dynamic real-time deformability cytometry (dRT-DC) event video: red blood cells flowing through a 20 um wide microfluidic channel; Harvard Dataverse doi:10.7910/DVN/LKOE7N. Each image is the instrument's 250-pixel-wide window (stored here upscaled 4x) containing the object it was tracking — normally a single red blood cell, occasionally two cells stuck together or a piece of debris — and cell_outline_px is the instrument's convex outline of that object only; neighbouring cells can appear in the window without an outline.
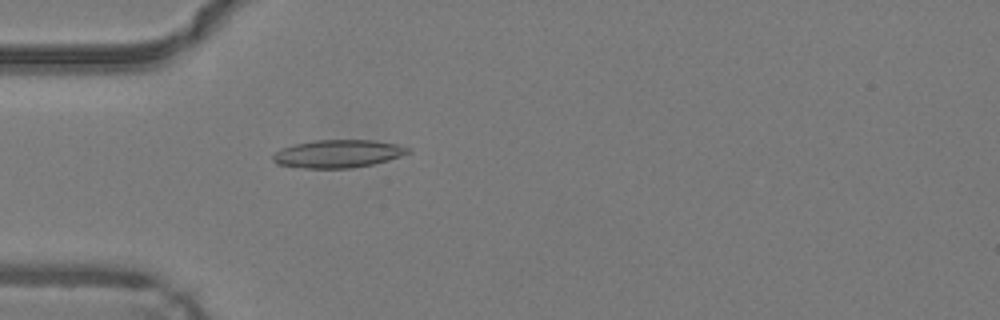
{"species": "common noctule bat (a hibernating species)", "species_latin": "Nyctalus noctula", "temperature_condition": "warm", "stored_images_in_passage": 49, "camera_frame_rate_fps": 3000, "um_per_image_px": 0.085, "animal": {"sex": "male", "body_mass_g": 19.2, "forearm_length_mm": 51.8}, "frame": {"image": 1, "passage_image": 15, "time_ms": 4.667, "image_size_px": [1000, 320], "cell_outline_px": [[412, 152], [388, 160], [372, 164], [352, 168], [304, 168], [276, 164], [272, 160], [272, 156], [280, 148], [292, 144], [316, 140], [372, 140], [396, 144], [412, 148]], "centroid_in_image_um": [28.72, 13.06], "position_along_channel_um": 56.3, "area_um2": 22.08}}
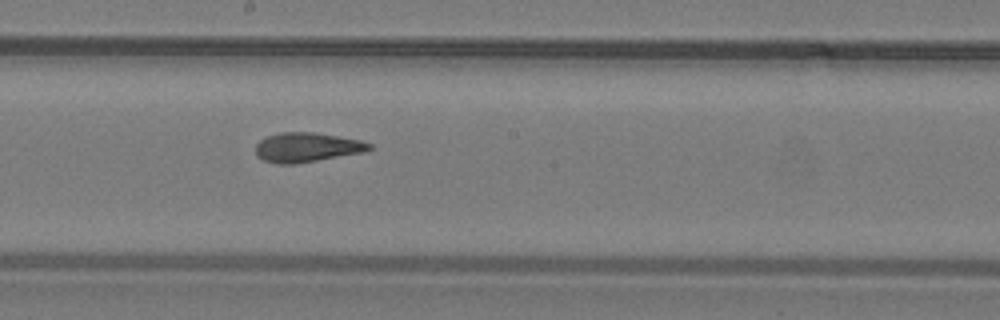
{"frame": {"image": 2, "passage_image": 27, "time_ms": 8.667, "image_size_px": [1000, 320], "cell_outline_px": [[372, 148], [364, 152], [296, 164], [280, 164], [264, 160], [256, 156], [256, 144], [260, 140], [268, 136], [280, 132], [312, 132], [360, 140], [372, 144]], "centroid_in_image_um": [26.07, 12.53], "position_along_channel_um": 222.1, "area_um2": 19.42}}
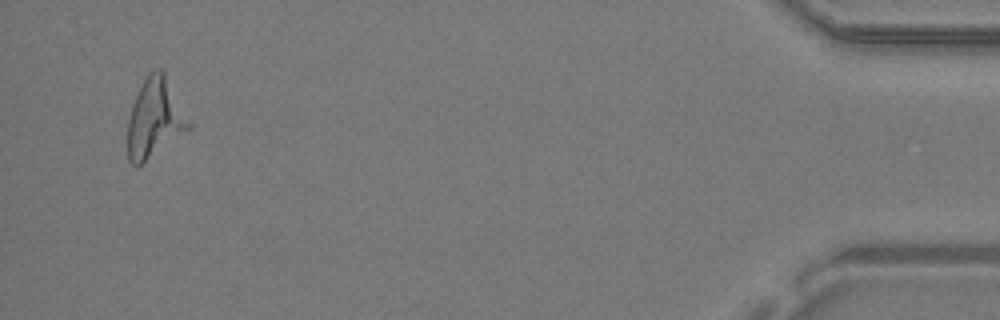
{"frame": {"image": 3, "passage_image": 47, "time_ms": 15.333, "image_size_px": [1000, 320], "cell_outline_px": [[192, 128], [136, 168], [128, 160], [128, 120], [132, 104], [148, 72], [152, 68], [160, 68], [164, 72], [192, 124]], "centroid_in_image_um": [13.16, 10.06], "position_along_channel_um": 422.0, "area_um2": 28.15}, "authors_computed_cell_mechanics": {"area_um2": 21.2126, "velocity_mm_per_s": 4.2731, "shape_relaxation_time_tau1_ms": 4.3799, "shape_relaxation_time_tau2_ms": 1.5273, "deformation_change_tau1": 0.1822, "deformation_change_tau2": 0.1109}}